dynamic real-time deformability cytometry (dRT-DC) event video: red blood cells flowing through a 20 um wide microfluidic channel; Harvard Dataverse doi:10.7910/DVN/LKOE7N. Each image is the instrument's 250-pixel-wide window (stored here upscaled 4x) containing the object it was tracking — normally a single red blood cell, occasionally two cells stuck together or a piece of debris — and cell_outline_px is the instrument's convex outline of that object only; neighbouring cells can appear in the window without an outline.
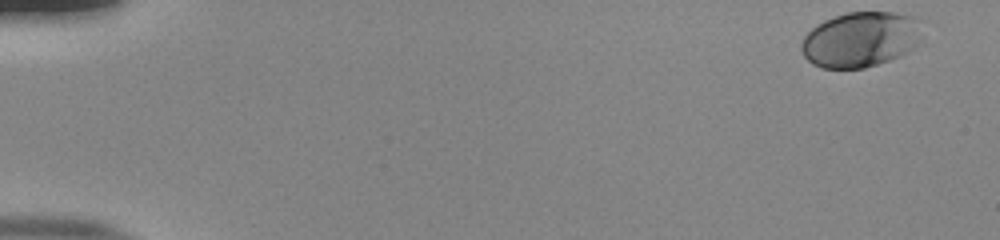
{"species": "human", "species_latin": "Homo sapiens", "temperature_condition": "room temperature", "stored_images_in_passage": 46, "camera_frame_rate_fps": 3000, "um_per_image_px": 0.085, "donor": {"sex": "male"}, "frame": {"image": 1, "passage_image": 1, "time_ms": 0.0, "image_size_px": [1000, 240], "cell_outline_px": [[928, 20], [920, 40], [908, 52], [900, 56], [864, 68], [820, 68], [812, 64], [804, 56], [800, 48], [800, 44], [804, 36], [816, 24], [824, 20], [848, 12], [892, 12], [920, 16]], "centroid_in_image_um": [73.24, 3.32], "position_along_channel_um": 11.8, "area_um2": 39.88}}
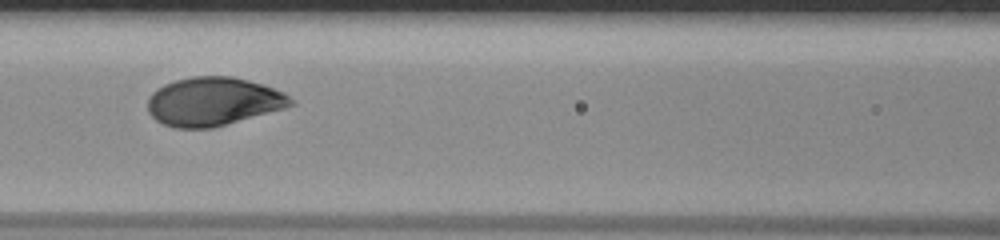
{"frame": {"image": 2, "passage_image": 24, "time_ms": 7.667, "image_size_px": [1000, 240], "cell_outline_px": [[296, 104], [284, 108], [212, 128], [176, 128], [164, 124], [156, 120], [148, 112], [148, 96], [156, 88], [164, 84], [176, 80], [192, 76], [232, 76], [248, 80], [284, 92], [296, 100]], "centroid_in_image_um": [18.12, 8.62], "position_along_channel_um": 148.5, "area_um2": 40.46}}
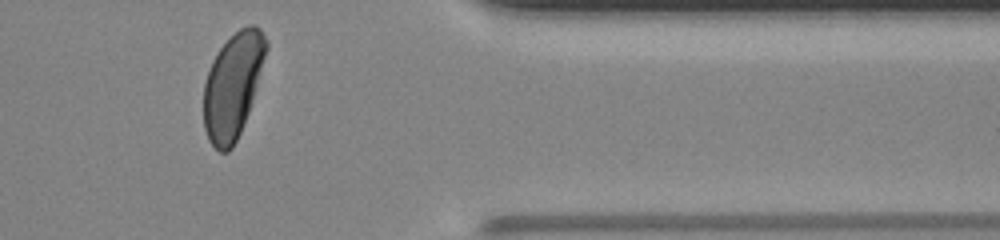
{"frame": {"image": 3, "passage_image": 44, "time_ms": 14.333, "image_size_px": [1000, 240], "cell_outline_px": [[268, 48], [248, 112], [240, 132], [232, 148], [228, 152], [220, 152], [208, 140], [204, 128], [204, 84], [212, 60], [220, 48], [240, 28], [248, 24], [256, 24], [260, 28], [268, 40]], "centroid_in_image_um": [19.79, 7.25], "position_along_channel_um": 391.6, "area_um2": 37.97}, "authors_computed_cell_mechanics": {"area_um2": 39.9687, "velocity_mm_per_s": 3.856, "shape_relaxation_time_tau1_ms": 2.3858, "shape_relaxation_time_tau2_ms": null, "deformation_change_tau1": 0.1492, "deformation_change_tau2": null}}